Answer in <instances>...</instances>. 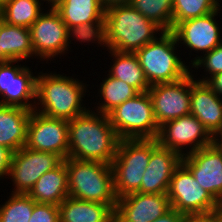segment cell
Returning a JSON list of instances; mask_svg holds the SVG:
<instances>
[{
	"label": "cell",
	"mask_w": 222,
	"mask_h": 222,
	"mask_svg": "<svg viewBox=\"0 0 222 222\" xmlns=\"http://www.w3.org/2000/svg\"><path fill=\"white\" fill-rule=\"evenodd\" d=\"M115 207L68 196L58 205L59 222H113Z\"/></svg>",
	"instance_id": "21"
},
{
	"label": "cell",
	"mask_w": 222,
	"mask_h": 222,
	"mask_svg": "<svg viewBox=\"0 0 222 222\" xmlns=\"http://www.w3.org/2000/svg\"><path fill=\"white\" fill-rule=\"evenodd\" d=\"M105 76L98 86V96H95L99 97V104L95 102L94 104H97V106L92 107L91 110L96 107L93 111L107 115L115 107L119 106L127 99L133 98L139 92L120 79L113 78L108 74Z\"/></svg>",
	"instance_id": "26"
},
{
	"label": "cell",
	"mask_w": 222,
	"mask_h": 222,
	"mask_svg": "<svg viewBox=\"0 0 222 222\" xmlns=\"http://www.w3.org/2000/svg\"><path fill=\"white\" fill-rule=\"evenodd\" d=\"M113 63L110 64L108 75L134 87L138 92H147L150 88L143 69L135 53L107 50Z\"/></svg>",
	"instance_id": "23"
},
{
	"label": "cell",
	"mask_w": 222,
	"mask_h": 222,
	"mask_svg": "<svg viewBox=\"0 0 222 222\" xmlns=\"http://www.w3.org/2000/svg\"><path fill=\"white\" fill-rule=\"evenodd\" d=\"M131 2L132 0H101V4L105 10L118 5L130 4Z\"/></svg>",
	"instance_id": "38"
},
{
	"label": "cell",
	"mask_w": 222,
	"mask_h": 222,
	"mask_svg": "<svg viewBox=\"0 0 222 222\" xmlns=\"http://www.w3.org/2000/svg\"><path fill=\"white\" fill-rule=\"evenodd\" d=\"M68 135L69 158L112 164L120 139L107 115L90 108L68 121Z\"/></svg>",
	"instance_id": "1"
},
{
	"label": "cell",
	"mask_w": 222,
	"mask_h": 222,
	"mask_svg": "<svg viewBox=\"0 0 222 222\" xmlns=\"http://www.w3.org/2000/svg\"><path fill=\"white\" fill-rule=\"evenodd\" d=\"M196 75L197 73L194 75L191 69V73L179 81L150 86L148 93L159 127L168 121L190 114L191 85L196 81Z\"/></svg>",
	"instance_id": "11"
},
{
	"label": "cell",
	"mask_w": 222,
	"mask_h": 222,
	"mask_svg": "<svg viewBox=\"0 0 222 222\" xmlns=\"http://www.w3.org/2000/svg\"><path fill=\"white\" fill-rule=\"evenodd\" d=\"M29 29L34 60L48 63L72 49H68V27L54 8L45 9Z\"/></svg>",
	"instance_id": "9"
},
{
	"label": "cell",
	"mask_w": 222,
	"mask_h": 222,
	"mask_svg": "<svg viewBox=\"0 0 222 222\" xmlns=\"http://www.w3.org/2000/svg\"><path fill=\"white\" fill-rule=\"evenodd\" d=\"M191 69L195 70L201 68L204 69L203 77L195 78L196 81L207 83L214 75L222 73V43L215 48H213L210 52H207L203 55H200L199 59H197L191 66ZM207 75V77H206Z\"/></svg>",
	"instance_id": "32"
},
{
	"label": "cell",
	"mask_w": 222,
	"mask_h": 222,
	"mask_svg": "<svg viewBox=\"0 0 222 222\" xmlns=\"http://www.w3.org/2000/svg\"><path fill=\"white\" fill-rule=\"evenodd\" d=\"M63 0H43V3L46 2V5H48L47 8H54L56 7L60 2H62ZM48 3V4H47Z\"/></svg>",
	"instance_id": "40"
},
{
	"label": "cell",
	"mask_w": 222,
	"mask_h": 222,
	"mask_svg": "<svg viewBox=\"0 0 222 222\" xmlns=\"http://www.w3.org/2000/svg\"><path fill=\"white\" fill-rule=\"evenodd\" d=\"M156 139L160 146L174 150L181 156L213 143V136L192 114L176 118L161 125Z\"/></svg>",
	"instance_id": "12"
},
{
	"label": "cell",
	"mask_w": 222,
	"mask_h": 222,
	"mask_svg": "<svg viewBox=\"0 0 222 222\" xmlns=\"http://www.w3.org/2000/svg\"><path fill=\"white\" fill-rule=\"evenodd\" d=\"M29 222H59L58 205L36 202Z\"/></svg>",
	"instance_id": "33"
},
{
	"label": "cell",
	"mask_w": 222,
	"mask_h": 222,
	"mask_svg": "<svg viewBox=\"0 0 222 222\" xmlns=\"http://www.w3.org/2000/svg\"><path fill=\"white\" fill-rule=\"evenodd\" d=\"M10 60L0 63V105L17 106L34 110L36 102L37 75L33 70ZM17 64V65H16Z\"/></svg>",
	"instance_id": "10"
},
{
	"label": "cell",
	"mask_w": 222,
	"mask_h": 222,
	"mask_svg": "<svg viewBox=\"0 0 222 222\" xmlns=\"http://www.w3.org/2000/svg\"><path fill=\"white\" fill-rule=\"evenodd\" d=\"M167 195L171 208L186 217L213 212L218 203L198 184L191 171L183 163L175 169Z\"/></svg>",
	"instance_id": "8"
},
{
	"label": "cell",
	"mask_w": 222,
	"mask_h": 222,
	"mask_svg": "<svg viewBox=\"0 0 222 222\" xmlns=\"http://www.w3.org/2000/svg\"><path fill=\"white\" fill-rule=\"evenodd\" d=\"M31 112L22 107L0 105V145L13 152L26 145Z\"/></svg>",
	"instance_id": "20"
},
{
	"label": "cell",
	"mask_w": 222,
	"mask_h": 222,
	"mask_svg": "<svg viewBox=\"0 0 222 222\" xmlns=\"http://www.w3.org/2000/svg\"><path fill=\"white\" fill-rule=\"evenodd\" d=\"M43 0H9L1 7V19L16 26L30 28L43 12Z\"/></svg>",
	"instance_id": "27"
},
{
	"label": "cell",
	"mask_w": 222,
	"mask_h": 222,
	"mask_svg": "<svg viewBox=\"0 0 222 222\" xmlns=\"http://www.w3.org/2000/svg\"><path fill=\"white\" fill-rule=\"evenodd\" d=\"M158 145L157 139H122L112 161L114 191L118 198L138 192L151 151Z\"/></svg>",
	"instance_id": "6"
},
{
	"label": "cell",
	"mask_w": 222,
	"mask_h": 222,
	"mask_svg": "<svg viewBox=\"0 0 222 222\" xmlns=\"http://www.w3.org/2000/svg\"><path fill=\"white\" fill-rule=\"evenodd\" d=\"M72 41H79L89 44H96L97 47L109 49L107 44L106 20L103 22L83 23L68 28V49Z\"/></svg>",
	"instance_id": "31"
},
{
	"label": "cell",
	"mask_w": 222,
	"mask_h": 222,
	"mask_svg": "<svg viewBox=\"0 0 222 222\" xmlns=\"http://www.w3.org/2000/svg\"><path fill=\"white\" fill-rule=\"evenodd\" d=\"M190 114L195 116L214 136L222 126V98L205 82L191 85Z\"/></svg>",
	"instance_id": "19"
},
{
	"label": "cell",
	"mask_w": 222,
	"mask_h": 222,
	"mask_svg": "<svg viewBox=\"0 0 222 222\" xmlns=\"http://www.w3.org/2000/svg\"><path fill=\"white\" fill-rule=\"evenodd\" d=\"M35 73L37 80L34 111L47 117L69 121L90 109L85 106L83 99L89 91V85L83 83L84 80L67 76L65 73L56 74L54 71L43 73L42 70Z\"/></svg>",
	"instance_id": "2"
},
{
	"label": "cell",
	"mask_w": 222,
	"mask_h": 222,
	"mask_svg": "<svg viewBox=\"0 0 222 222\" xmlns=\"http://www.w3.org/2000/svg\"><path fill=\"white\" fill-rule=\"evenodd\" d=\"M69 196L104 204H116L112 166L98 161L64 159Z\"/></svg>",
	"instance_id": "5"
},
{
	"label": "cell",
	"mask_w": 222,
	"mask_h": 222,
	"mask_svg": "<svg viewBox=\"0 0 222 222\" xmlns=\"http://www.w3.org/2000/svg\"><path fill=\"white\" fill-rule=\"evenodd\" d=\"M105 20L108 48L119 52L135 53L165 32L130 4L106 9Z\"/></svg>",
	"instance_id": "3"
},
{
	"label": "cell",
	"mask_w": 222,
	"mask_h": 222,
	"mask_svg": "<svg viewBox=\"0 0 222 222\" xmlns=\"http://www.w3.org/2000/svg\"><path fill=\"white\" fill-rule=\"evenodd\" d=\"M107 116L120 140L157 138L159 126L148 91L127 99Z\"/></svg>",
	"instance_id": "7"
},
{
	"label": "cell",
	"mask_w": 222,
	"mask_h": 222,
	"mask_svg": "<svg viewBox=\"0 0 222 222\" xmlns=\"http://www.w3.org/2000/svg\"><path fill=\"white\" fill-rule=\"evenodd\" d=\"M221 8L222 6L208 15L179 22L172 29L171 32L175 35L178 45L182 44L179 47L184 45V50L190 51L189 56L192 55V51L198 53L190 60V66L199 59V53L203 55L210 52L222 43V31L220 30L222 28L218 26L216 21V16L221 14Z\"/></svg>",
	"instance_id": "14"
},
{
	"label": "cell",
	"mask_w": 222,
	"mask_h": 222,
	"mask_svg": "<svg viewBox=\"0 0 222 222\" xmlns=\"http://www.w3.org/2000/svg\"><path fill=\"white\" fill-rule=\"evenodd\" d=\"M182 163V156L159 144L151 151L149 164L146 167L140 184V193H167L175 169Z\"/></svg>",
	"instance_id": "18"
},
{
	"label": "cell",
	"mask_w": 222,
	"mask_h": 222,
	"mask_svg": "<svg viewBox=\"0 0 222 222\" xmlns=\"http://www.w3.org/2000/svg\"><path fill=\"white\" fill-rule=\"evenodd\" d=\"M177 47L179 45L175 35L171 31H165L135 52L150 86L173 83L191 73L190 65L181 58L182 54L177 52L181 50Z\"/></svg>",
	"instance_id": "4"
},
{
	"label": "cell",
	"mask_w": 222,
	"mask_h": 222,
	"mask_svg": "<svg viewBox=\"0 0 222 222\" xmlns=\"http://www.w3.org/2000/svg\"><path fill=\"white\" fill-rule=\"evenodd\" d=\"M187 217L179 213L176 209L171 208L165 214L152 222H183Z\"/></svg>",
	"instance_id": "35"
},
{
	"label": "cell",
	"mask_w": 222,
	"mask_h": 222,
	"mask_svg": "<svg viewBox=\"0 0 222 222\" xmlns=\"http://www.w3.org/2000/svg\"><path fill=\"white\" fill-rule=\"evenodd\" d=\"M64 159L50 152L22 147L12 154L8 179L13 182L11 193L28 194L37 180L47 171L58 167Z\"/></svg>",
	"instance_id": "13"
},
{
	"label": "cell",
	"mask_w": 222,
	"mask_h": 222,
	"mask_svg": "<svg viewBox=\"0 0 222 222\" xmlns=\"http://www.w3.org/2000/svg\"><path fill=\"white\" fill-rule=\"evenodd\" d=\"M8 198L0 204V222H29L36 202L28 194L11 193Z\"/></svg>",
	"instance_id": "30"
},
{
	"label": "cell",
	"mask_w": 222,
	"mask_h": 222,
	"mask_svg": "<svg viewBox=\"0 0 222 222\" xmlns=\"http://www.w3.org/2000/svg\"><path fill=\"white\" fill-rule=\"evenodd\" d=\"M130 5L164 31H172L173 0H132Z\"/></svg>",
	"instance_id": "28"
},
{
	"label": "cell",
	"mask_w": 222,
	"mask_h": 222,
	"mask_svg": "<svg viewBox=\"0 0 222 222\" xmlns=\"http://www.w3.org/2000/svg\"><path fill=\"white\" fill-rule=\"evenodd\" d=\"M214 212L217 214L220 221L222 222V202L217 203V206L214 208Z\"/></svg>",
	"instance_id": "41"
},
{
	"label": "cell",
	"mask_w": 222,
	"mask_h": 222,
	"mask_svg": "<svg viewBox=\"0 0 222 222\" xmlns=\"http://www.w3.org/2000/svg\"><path fill=\"white\" fill-rule=\"evenodd\" d=\"M207 84L213 89V91L222 98V73L214 75Z\"/></svg>",
	"instance_id": "37"
},
{
	"label": "cell",
	"mask_w": 222,
	"mask_h": 222,
	"mask_svg": "<svg viewBox=\"0 0 222 222\" xmlns=\"http://www.w3.org/2000/svg\"><path fill=\"white\" fill-rule=\"evenodd\" d=\"M10 60L11 59L1 49V38H0V63L1 62H7V61H10Z\"/></svg>",
	"instance_id": "42"
},
{
	"label": "cell",
	"mask_w": 222,
	"mask_h": 222,
	"mask_svg": "<svg viewBox=\"0 0 222 222\" xmlns=\"http://www.w3.org/2000/svg\"><path fill=\"white\" fill-rule=\"evenodd\" d=\"M54 9L68 28L105 20V8L101 0H63Z\"/></svg>",
	"instance_id": "24"
},
{
	"label": "cell",
	"mask_w": 222,
	"mask_h": 222,
	"mask_svg": "<svg viewBox=\"0 0 222 222\" xmlns=\"http://www.w3.org/2000/svg\"><path fill=\"white\" fill-rule=\"evenodd\" d=\"M171 209L167 193L134 192L117 199L116 222H152Z\"/></svg>",
	"instance_id": "17"
},
{
	"label": "cell",
	"mask_w": 222,
	"mask_h": 222,
	"mask_svg": "<svg viewBox=\"0 0 222 222\" xmlns=\"http://www.w3.org/2000/svg\"><path fill=\"white\" fill-rule=\"evenodd\" d=\"M9 0H0V7H2L6 2H8Z\"/></svg>",
	"instance_id": "43"
},
{
	"label": "cell",
	"mask_w": 222,
	"mask_h": 222,
	"mask_svg": "<svg viewBox=\"0 0 222 222\" xmlns=\"http://www.w3.org/2000/svg\"><path fill=\"white\" fill-rule=\"evenodd\" d=\"M183 222H190L187 218Z\"/></svg>",
	"instance_id": "44"
},
{
	"label": "cell",
	"mask_w": 222,
	"mask_h": 222,
	"mask_svg": "<svg viewBox=\"0 0 222 222\" xmlns=\"http://www.w3.org/2000/svg\"><path fill=\"white\" fill-rule=\"evenodd\" d=\"M1 49L11 60L34 59L30 29L0 19Z\"/></svg>",
	"instance_id": "25"
},
{
	"label": "cell",
	"mask_w": 222,
	"mask_h": 222,
	"mask_svg": "<svg viewBox=\"0 0 222 222\" xmlns=\"http://www.w3.org/2000/svg\"><path fill=\"white\" fill-rule=\"evenodd\" d=\"M13 151L0 145V180L8 179Z\"/></svg>",
	"instance_id": "34"
},
{
	"label": "cell",
	"mask_w": 222,
	"mask_h": 222,
	"mask_svg": "<svg viewBox=\"0 0 222 222\" xmlns=\"http://www.w3.org/2000/svg\"><path fill=\"white\" fill-rule=\"evenodd\" d=\"M187 219L190 222H221L214 211L209 213L191 215L188 216Z\"/></svg>",
	"instance_id": "36"
},
{
	"label": "cell",
	"mask_w": 222,
	"mask_h": 222,
	"mask_svg": "<svg viewBox=\"0 0 222 222\" xmlns=\"http://www.w3.org/2000/svg\"><path fill=\"white\" fill-rule=\"evenodd\" d=\"M221 0H173L172 29L182 21L202 17L216 11Z\"/></svg>",
	"instance_id": "29"
},
{
	"label": "cell",
	"mask_w": 222,
	"mask_h": 222,
	"mask_svg": "<svg viewBox=\"0 0 222 222\" xmlns=\"http://www.w3.org/2000/svg\"><path fill=\"white\" fill-rule=\"evenodd\" d=\"M213 143L222 148V126L213 136Z\"/></svg>",
	"instance_id": "39"
},
{
	"label": "cell",
	"mask_w": 222,
	"mask_h": 222,
	"mask_svg": "<svg viewBox=\"0 0 222 222\" xmlns=\"http://www.w3.org/2000/svg\"><path fill=\"white\" fill-rule=\"evenodd\" d=\"M182 163L198 184L217 202H222V148L214 143L182 156Z\"/></svg>",
	"instance_id": "16"
},
{
	"label": "cell",
	"mask_w": 222,
	"mask_h": 222,
	"mask_svg": "<svg viewBox=\"0 0 222 222\" xmlns=\"http://www.w3.org/2000/svg\"><path fill=\"white\" fill-rule=\"evenodd\" d=\"M68 120L47 117L32 110L27 127L28 149L68 158Z\"/></svg>",
	"instance_id": "15"
},
{
	"label": "cell",
	"mask_w": 222,
	"mask_h": 222,
	"mask_svg": "<svg viewBox=\"0 0 222 222\" xmlns=\"http://www.w3.org/2000/svg\"><path fill=\"white\" fill-rule=\"evenodd\" d=\"M28 195L37 203L61 204L68 196V171L65 161L45 172L34 184Z\"/></svg>",
	"instance_id": "22"
}]
</instances>
